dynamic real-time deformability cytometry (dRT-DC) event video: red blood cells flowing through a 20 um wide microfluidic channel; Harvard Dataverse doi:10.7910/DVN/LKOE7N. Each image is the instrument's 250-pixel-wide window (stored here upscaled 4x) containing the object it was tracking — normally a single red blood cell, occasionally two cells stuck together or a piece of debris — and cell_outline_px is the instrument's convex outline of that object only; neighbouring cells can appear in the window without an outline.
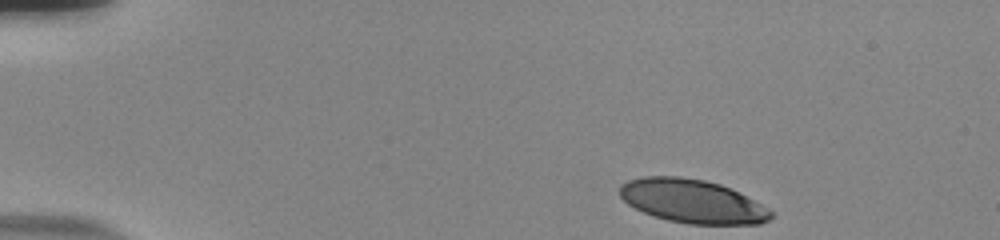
{"species": "human", "species_latin": "Homo sapiens", "temperature_condition": "room temperature", "stored_images_in_passage": 48, "camera_frame_rate_fps": 3000, "um_per_image_px": 0.085, "donor": {"sex": "male"}, "frame": {"image": 1, "passage_image": 1, "time_ms": 0.0, "image_size_px": [1000, 240], "cell_outline_px": [[772, 216], [768, 220], [760, 224], [688, 224], [668, 220], [644, 212], [628, 204], [620, 196], [620, 184], [628, 180], [644, 176], [680, 176], [704, 180], [720, 184], [732, 188], [768, 208], [772, 212]], "centroid_in_image_um": [58.85, 17.09], "position_along_channel_um": 26.2, "area_um2": 38.32}}
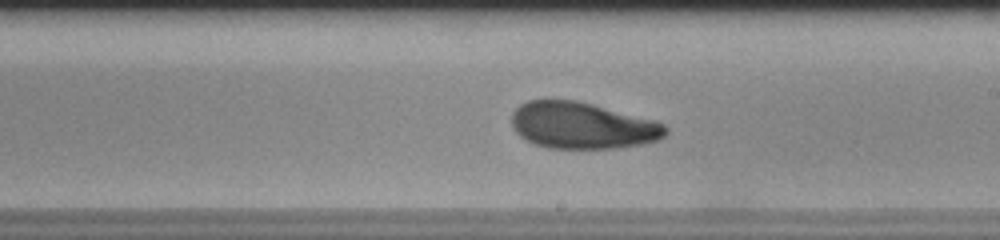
{"frame": {"image": 2, "passage_image": 26, "time_ms": 8.333, "image_size_px": [1000, 240], "cell_outline_px": [[668, 132], [664, 136], [656, 140], [640, 144], [616, 148], [548, 148], [532, 144], [520, 136], [512, 128], [512, 112], [520, 104], [528, 100], [576, 100], [656, 120], [664, 124], [668, 128]], "centroid_in_image_um": [49.48, 10.67], "position_along_channel_um": 239.5, "area_um2": 41.85}}
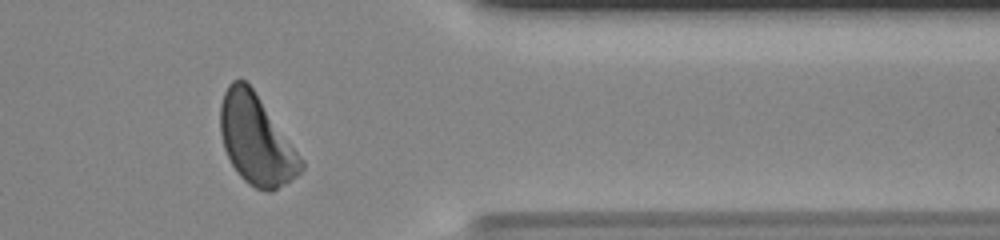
{"frame": {"image": 3, "passage_image": 39, "time_ms": 12.667, "image_size_px": [1000, 240], "cell_outline_px": [[304, 168], [296, 176], [272, 192], [268, 192], [256, 188], [248, 184], [240, 176], [232, 164], [224, 148], [220, 132], [220, 104], [224, 92], [228, 84], [232, 80], [244, 80], [252, 88], [304, 160]], "centroid_in_image_um": [21.77, 11.9], "position_along_channel_um": 389.6, "area_um2": 41.79}, "authors_computed_cell_mechanics": {"area_um2": 41.1247, "velocity_mm_per_s": 3.7168, "shape_relaxation_time_tau1_ms": 3.804, "shape_relaxation_time_tau2_ms": 2.2848, "deformation_change_tau1": 0.164, "deformation_change_tau2": 0.0901}}